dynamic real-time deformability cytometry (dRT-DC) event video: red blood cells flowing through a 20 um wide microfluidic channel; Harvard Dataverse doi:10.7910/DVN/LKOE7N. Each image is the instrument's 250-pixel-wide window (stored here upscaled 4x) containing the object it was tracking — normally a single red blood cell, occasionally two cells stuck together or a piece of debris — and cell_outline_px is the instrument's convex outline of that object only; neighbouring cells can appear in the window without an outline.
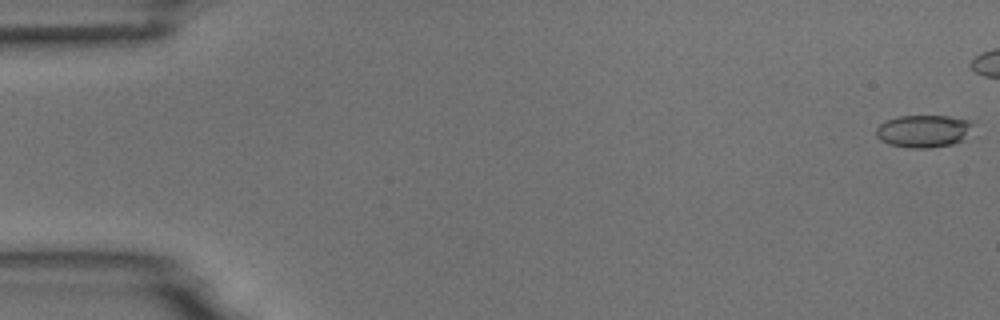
{"species": "common noctule bat (a hibernating species)", "species_latin": "Nyctalus noctula", "temperature_condition": "room temperature", "stored_images_in_passage": 8, "camera_frame_rate_fps": 3000, "um_per_image_px": 0.085, "animal": {"sex": "male", "body_mass_g": 18.8}, "frame": {"image": 1, "passage_image": 1, "time_ms": 0.0, "image_size_px": [1000, 320], "cell_outline_px": [[976, 124], [964, 140], [952, 144], [928, 148], [908, 148], [888, 144], [880, 140], [876, 136], [876, 128], [880, 124], [888, 120], [900, 116], [948, 116], [972, 120]], "centroid_in_image_um": [78.55, 11.15], "position_along_channel_um": 6.4, "area_um2": 18.61}}